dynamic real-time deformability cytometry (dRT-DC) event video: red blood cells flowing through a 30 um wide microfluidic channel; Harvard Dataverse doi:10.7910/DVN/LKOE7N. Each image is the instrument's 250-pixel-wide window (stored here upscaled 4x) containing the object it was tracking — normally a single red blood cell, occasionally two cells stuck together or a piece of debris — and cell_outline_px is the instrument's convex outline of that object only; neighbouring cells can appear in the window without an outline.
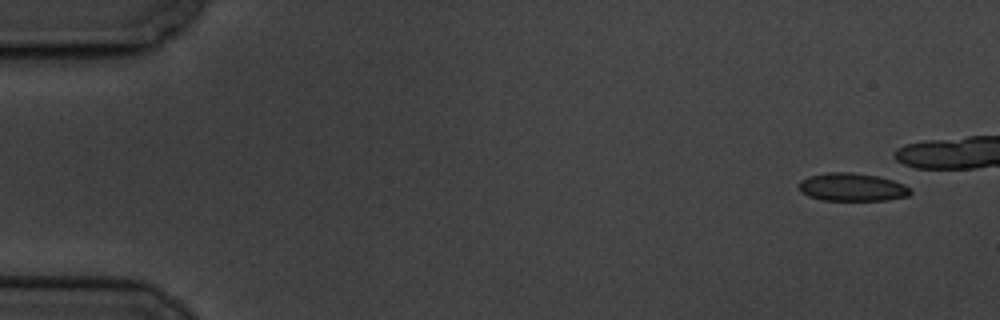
{"species": "common noctule bat (a hibernating species)", "species_latin": "Nyctalus noctula", "temperature_condition": "cold", "stored_images_in_passage": 6, "camera_frame_rate_fps": 3000, "um_per_image_px": 0.085, "animal": {"sex": "male", "body_mass_g": 19.5, "forearm_length_mm": 54.6}, "frame": {"image": 1, "passage_image": 1, "time_ms": 0.0, "image_size_px": [1000, 320], "cell_outline_px": [[912, 192], [908, 196], [888, 200], [820, 200], [808, 196], [800, 192], [800, 180], [808, 176], [828, 172], [852, 172], [880, 176], [904, 184], [912, 188]], "centroid_in_image_um": [72.45, 15.9], "position_along_channel_um": 12.6, "area_um2": 18.44}}